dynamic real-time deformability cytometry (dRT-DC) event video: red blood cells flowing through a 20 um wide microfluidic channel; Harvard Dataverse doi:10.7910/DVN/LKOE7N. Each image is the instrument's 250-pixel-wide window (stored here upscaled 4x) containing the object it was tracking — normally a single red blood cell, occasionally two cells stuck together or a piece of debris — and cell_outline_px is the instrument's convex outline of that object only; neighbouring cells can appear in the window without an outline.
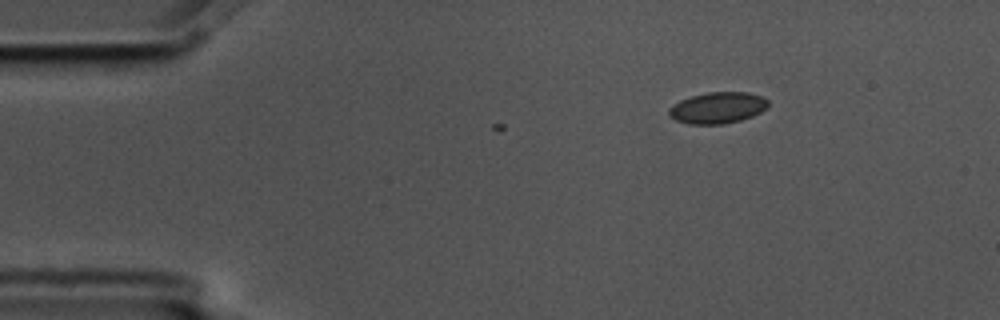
{"species": "common noctule bat (a hibernating species)", "species_latin": "Nyctalus noctula", "temperature_condition": "cold", "stored_images_in_passage": 3, "camera_frame_rate_fps": 3000, "um_per_image_px": 0.085, "animal": {"sex": "male", "body_mass_g": 17.5, "forearm_length_mm": 52.3}, "frame": {"image": 1, "passage_image": 3, "time_ms": 0.667, "image_size_px": [1000, 320], "cell_outline_px": [[768, 108], [752, 116], [740, 120], [724, 124], [688, 124], [676, 120], [668, 116], [668, 108], [680, 100], [692, 96], [708, 92], [748, 92], [760, 96], [768, 100]], "centroid_in_image_um": [60.98, 9.16], "position_along_channel_um": 24.0, "area_um2": 18.15}}